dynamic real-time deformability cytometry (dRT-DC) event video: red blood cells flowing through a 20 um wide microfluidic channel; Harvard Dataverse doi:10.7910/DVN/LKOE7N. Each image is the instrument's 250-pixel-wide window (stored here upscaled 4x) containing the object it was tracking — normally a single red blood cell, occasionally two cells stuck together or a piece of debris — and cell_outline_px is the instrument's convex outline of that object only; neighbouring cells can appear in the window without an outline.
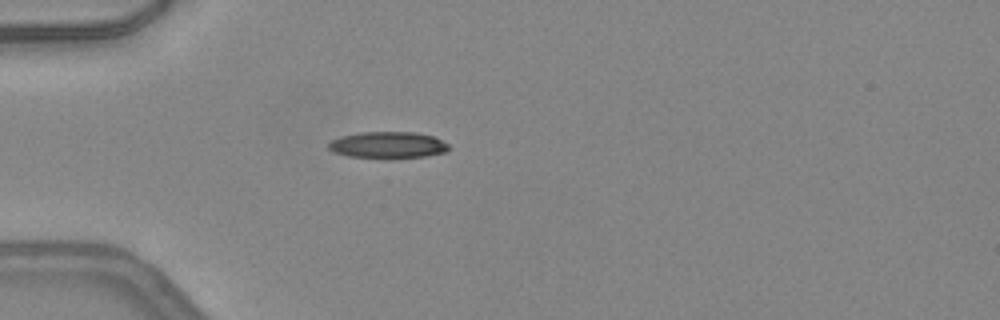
{"species": "common noctule bat (a hibernating species)", "species_latin": "Nyctalus noctula", "temperature_condition": "warm", "stored_images_in_passage": 49, "camera_frame_rate_fps": 3000, "um_per_image_px": 0.085, "animal": {"sex": "female", "body_mass_g": 24.6, "forearm_length_mm": 56.2}, "frame": {"image": 1, "passage_image": 15, "time_ms": 4.667, "image_size_px": [1000, 320], "cell_outline_px": [[448, 148], [444, 152], [424, 156], [348, 156], [332, 152], [328, 148], [328, 144], [332, 140], [340, 136], [360, 132], [416, 132], [432, 136], [448, 144]], "centroid_in_image_um": [32.91, 12.28], "position_along_channel_um": 52.1, "area_um2": 17.86}, "authors_computed_cell_mechanics": {"area_um2": 18.6116, "velocity_mm_per_s": 4.2739, "shape_relaxation_time_tau1_ms": 10.911, "shape_relaxation_time_tau2_ms": 2.9251, "deformation_change_tau1": 0.2973, "deformation_change_tau2": 0.1316}}